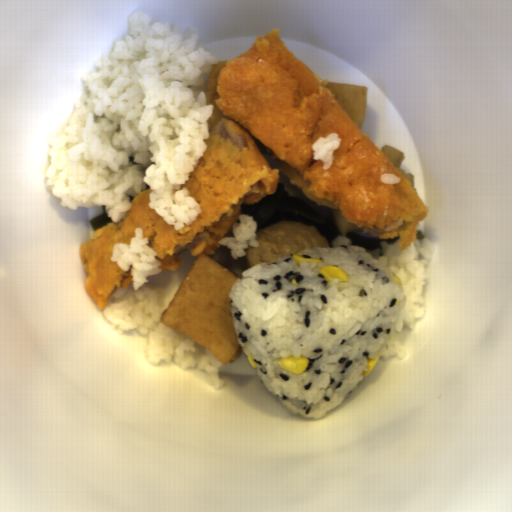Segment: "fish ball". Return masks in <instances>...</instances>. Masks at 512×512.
Wrapping results in <instances>:
<instances>
[{
	"label": "fish ball",
	"mask_w": 512,
	"mask_h": 512,
	"mask_svg": "<svg viewBox=\"0 0 512 512\" xmlns=\"http://www.w3.org/2000/svg\"><path fill=\"white\" fill-rule=\"evenodd\" d=\"M227 62L228 61L219 60L218 64L215 66H211L208 71L205 102L213 106L212 117L209 121L208 126V138L210 137L214 128L219 124L223 116L222 111L217 107L215 101L219 97V93L217 92V82L219 74L222 68L226 66Z\"/></svg>",
	"instance_id": "745d8928"
},
{
	"label": "fish ball",
	"mask_w": 512,
	"mask_h": 512,
	"mask_svg": "<svg viewBox=\"0 0 512 512\" xmlns=\"http://www.w3.org/2000/svg\"><path fill=\"white\" fill-rule=\"evenodd\" d=\"M237 278L243 279L209 255L192 261L160 322L200 344L223 363H235L243 353L228 297Z\"/></svg>",
	"instance_id": "29854b86"
},
{
	"label": "fish ball",
	"mask_w": 512,
	"mask_h": 512,
	"mask_svg": "<svg viewBox=\"0 0 512 512\" xmlns=\"http://www.w3.org/2000/svg\"><path fill=\"white\" fill-rule=\"evenodd\" d=\"M327 84L337 102L362 130L367 112V87L338 82H327Z\"/></svg>",
	"instance_id": "53f4d19a"
}]
</instances>
